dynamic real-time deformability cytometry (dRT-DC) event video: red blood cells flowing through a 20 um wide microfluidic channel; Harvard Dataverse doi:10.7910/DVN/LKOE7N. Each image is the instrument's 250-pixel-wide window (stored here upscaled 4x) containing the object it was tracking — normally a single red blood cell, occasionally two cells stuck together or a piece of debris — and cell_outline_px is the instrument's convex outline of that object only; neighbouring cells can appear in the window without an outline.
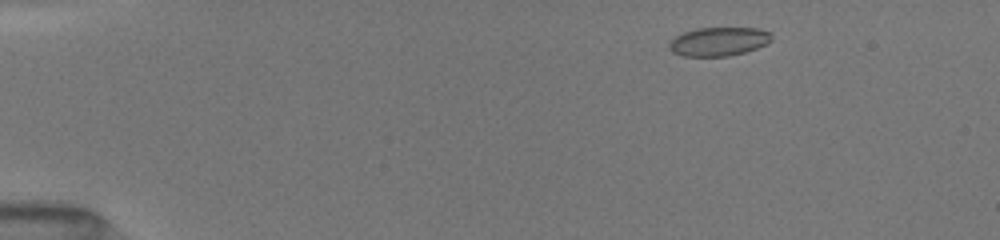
{"species": "common noctule bat (a hibernating species)", "species_latin": "Nyctalus noctula", "temperature_condition": "room temperature", "stored_images_in_passage": 47, "camera_frame_rate_fps": 3000, "um_per_image_px": 0.085, "animal": {"sex": "female", "body_mass_g": 19.5, "forearm_length_mm": 54.1}, "frame": {"image": 1, "passage_image": 4, "time_ms": 1.0, "image_size_px": [1000, 240], "cell_outline_px": [[772, 40], [768, 44], [744, 52], [728, 56], [684, 56], [672, 52], [668, 48], [668, 44], [676, 36], [684, 32], [696, 28], [760, 28], [772, 32]], "centroid_in_image_um": [61.12, 3.52], "position_along_channel_um": 23.9, "area_um2": 17.28}}
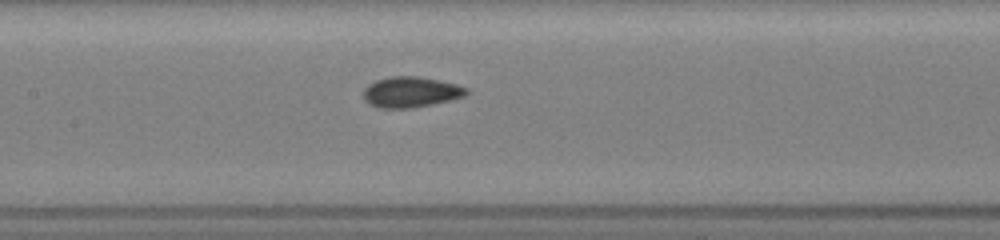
{"frame": {"image": 2, "passage_image": 22, "time_ms": 7.0, "image_size_px": [1000, 240], "cell_outline_px": [[468, 92], [464, 96], [452, 100], [432, 104], [408, 108], [376, 108], [368, 104], [364, 100], [364, 88], [368, 84], [376, 80], [388, 76], [420, 76], [456, 84], [468, 88]], "centroid_in_image_um": [34.89, 7.82], "position_along_channel_um": 172.5, "area_um2": 18.55}}
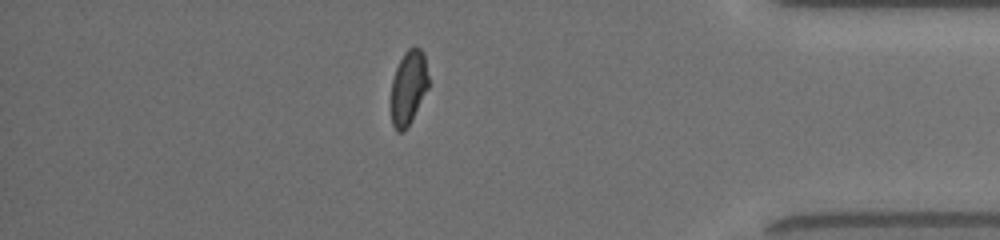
{"frame": {"image": 3, "passage_image": 41, "time_ms": 13.333, "image_size_px": [1000, 240], "cell_outline_px": [[428, 88], [412, 120], [404, 132], [396, 132], [392, 124], [392, 80], [396, 68], [404, 52], [408, 48], [420, 48], [424, 52], [428, 76]], "centroid_in_image_um": [34.73, 7.45], "position_along_channel_um": 400.5, "area_um2": 16.13}, "authors_computed_cell_mechanics": {"area_um2": 17.629, "velocity_mm_per_s": 4.0527, "shape_relaxation_time_tau1_ms": 4.0631, "shape_relaxation_time_tau2_ms": 1.0331, "deformation_change_tau1": 0.1024, "deformation_change_tau2": 0.0472}}